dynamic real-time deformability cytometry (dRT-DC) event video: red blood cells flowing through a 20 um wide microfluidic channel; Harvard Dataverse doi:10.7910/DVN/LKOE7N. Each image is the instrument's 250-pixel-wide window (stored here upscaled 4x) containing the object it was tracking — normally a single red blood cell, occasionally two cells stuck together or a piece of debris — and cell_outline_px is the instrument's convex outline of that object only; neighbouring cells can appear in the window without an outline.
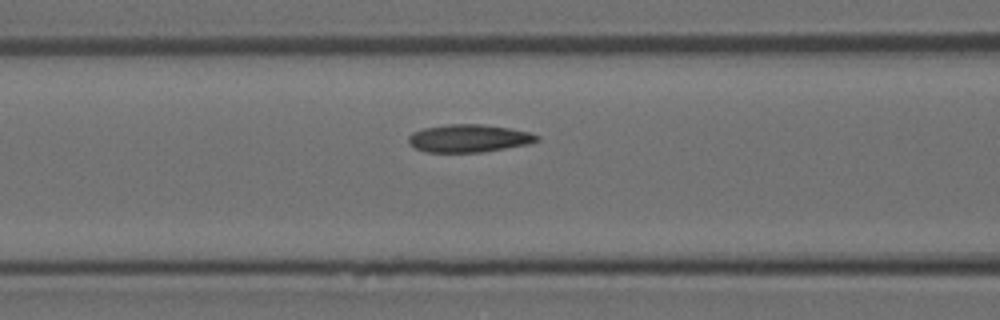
{"species": "Egyptian fruit bat (a non-hibernating species)", "species_latin": "Rousettus aegyptiacus", "temperature_condition": "room temperature", "stored_images_in_passage": 18, "camera_frame_rate_fps": 3000, "um_per_image_px": 0.085, "animal": {"sex": "female"}, "frame": {"image": 1, "passage_image": 16, "time_ms": 5.0, "image_size_px": [1000, 320], "cell_outline_px": [[540, 140], [528, 144], [480, 152], [424, 152], [408, 144], [408, 136], [412, 132], [424, 128], [448, 124], [480, 124], [508, 128], [528, 132], [540, 136]], "centroid_in_image_um": [39.81, 11.76], "position_along_channel_um": 126.8, "area_um2": 20.69}}